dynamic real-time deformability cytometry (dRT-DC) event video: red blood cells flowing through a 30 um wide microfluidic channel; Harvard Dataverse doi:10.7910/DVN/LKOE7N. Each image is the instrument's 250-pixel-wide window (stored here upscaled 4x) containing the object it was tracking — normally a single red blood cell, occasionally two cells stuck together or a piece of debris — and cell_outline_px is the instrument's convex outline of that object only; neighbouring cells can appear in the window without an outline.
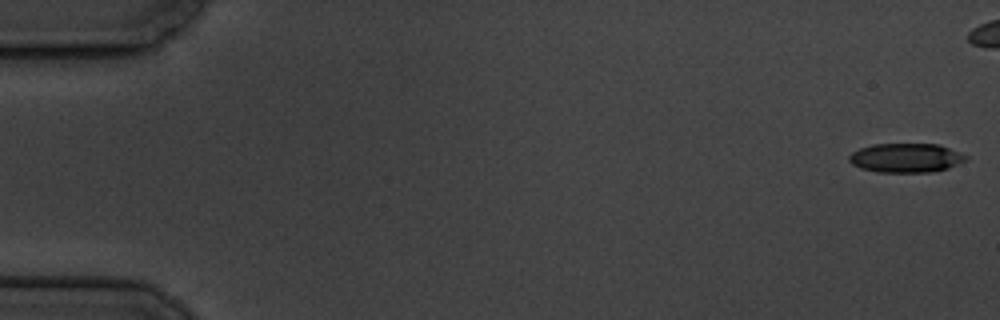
{"species": "common noctule bat (a hibernating species)", "species_latin": "Nyctalus noctula", "temperature_condition": "cold", "stored_images_in_passage": 6, "camera_frame_rate_fps": 3000, "um_per_image_px": 0.085, "animal": {"sex": "male", "body_mass_g": 19.5, "forearm_length_mm": 54.6}, "frame": {"image": 1, "passage_image": 1, "time_ms": 0.0, "image_size_px": [1000, 320], "cell_outline_px": [[968, 160], [948, 168], [928, 172], [876, 172], [860, 168], [852, 164], [848, 160], [848, 156], [852, 152], [860, 148], [872, 144], [940, 144], [968, 156]], "centroid_in_image_um": [77.0, 13.42], "position_along_channel_um": 8.0, "area_um2": 19.94}}
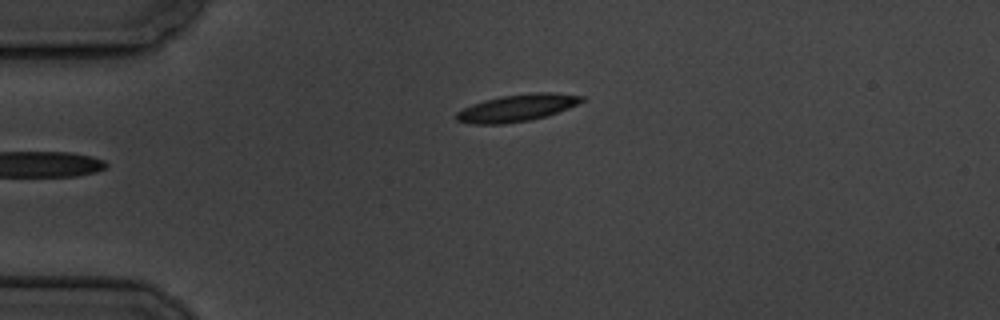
{"frame": {"image": 2, "passage_image": 6, "time_ms": 6.333, "image_size_px": [1000, 320], "cell_outline_px": [[584, 100], [568, 108], [544, 116], [528, 120], [504, 124], [472, 124], [456, 120], [456, 112], [472, 104], [484, 100], [500, 96], [532, 92], [556, 92], [584, 96]], "centroid_in_image_um": [43.93, 9.16], "position_along_channel_um": 41.1, "area_um2": 19.65}}